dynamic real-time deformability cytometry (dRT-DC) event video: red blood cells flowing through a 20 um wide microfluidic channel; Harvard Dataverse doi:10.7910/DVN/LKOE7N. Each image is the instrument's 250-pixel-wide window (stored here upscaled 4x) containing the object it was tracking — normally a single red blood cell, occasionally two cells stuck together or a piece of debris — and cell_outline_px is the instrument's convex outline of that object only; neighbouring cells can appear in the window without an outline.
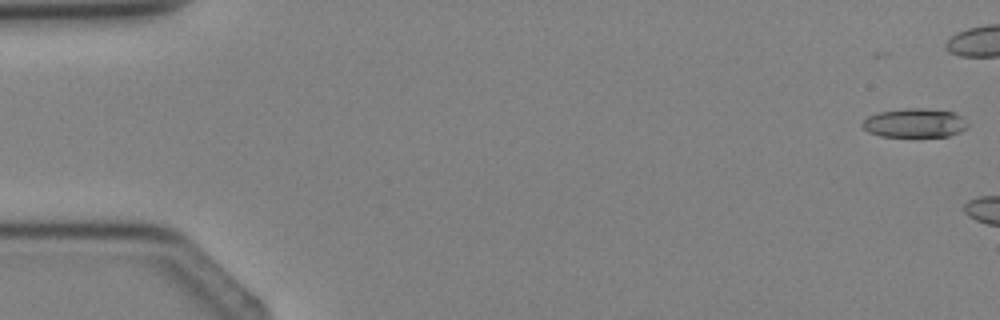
{"species": "Egyptian fruit bat (a non-hibernating species)", "species_latin": "Rousettus aegyptiacus", "temperature_condition": "cold", "stored_images_in_passage": 5, "camera_frame_rate_fps": 3000, "um_per_image_px": 0.085, "animal": {"sex": "female"}, "frame": {"image": 1, "passage_image": 1, "time_ms": 0.0, "image_size_px": [1000, 320], "cell_outline_px": [[968, 128], [960, 132], [948, 136], [880, 136], [868, 132], [860, 124], [868, 116], [880, 112], [908, 108], [920, 108], [952, 112], [960, 116], [968, 124]], "centroid_in_image_um": [77.74, 10.46], "position_along_channel_um": 7.3, "area_um2": 17.57}}